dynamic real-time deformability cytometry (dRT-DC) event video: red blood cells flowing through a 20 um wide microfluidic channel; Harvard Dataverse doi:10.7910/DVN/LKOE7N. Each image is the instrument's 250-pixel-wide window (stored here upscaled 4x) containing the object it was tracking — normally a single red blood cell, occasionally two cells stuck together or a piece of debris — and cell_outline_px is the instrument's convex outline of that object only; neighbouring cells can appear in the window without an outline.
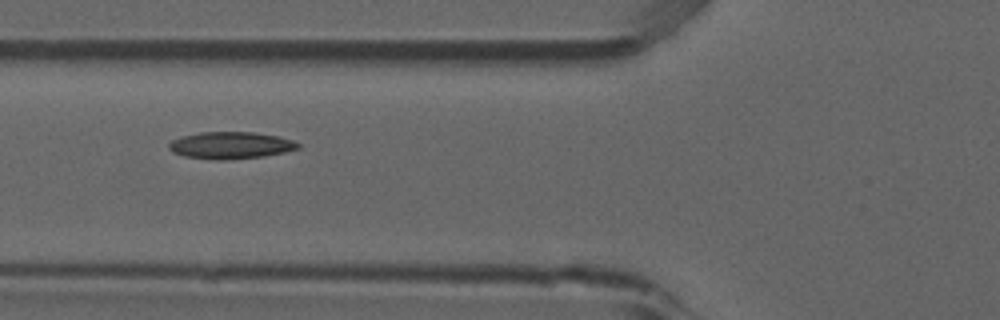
{"species": "common noctule bat (a hibernating species)", "species_latin": "Nyctalus noctula", "temperature_condition": "room temperature", "stored_images_in_passage": 8, "camera_frame_rate_fps": 3000, "um_per_image_px": 0.085, "animal": {"sex": "male", "forearm_length_mm": 52.5}, "frame": {"image": 1, "passage_image": 6, "time_ms": 1.667, "image_size_px": [1000, 320], "cell_outline_px": [[300, 148], [284, 152], [264, 156], [224, 160], [216, 160], [184, 156], [172, 152], [168, 148], [168, 144], [172, 140], [184, 136], [200, 132], [252, 132], [280, 136], [292, 140], [300, 144]], "centroid_in_image_um": [19.61, 12.35], "position_along_channel_um": 106.2, "area_um2": 20.29}}
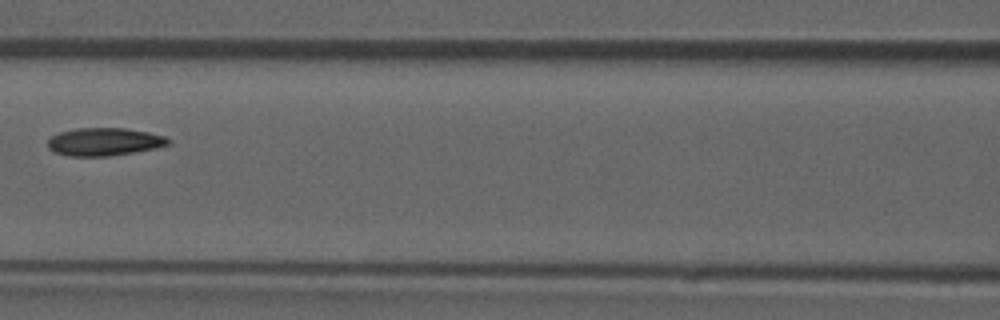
{"frame": {"image": 2, "passage_image": 7, "time_ms": 2.0, "image_size_px": [1000, 320], "cell_outline_px": [[172, 144], [156, 148], [136, 152], [108, 156], [68, 156], [56, 152], [48, 148], [48, 140], [52, 136], [60, 132], [76, 128], [124, 128], [148, 132], [164, 136], [172, 140]], "centroid_in_image_um": [8.9, 12.05], "position_along_channel_um": 157.7, "area_um2": 19.65}}